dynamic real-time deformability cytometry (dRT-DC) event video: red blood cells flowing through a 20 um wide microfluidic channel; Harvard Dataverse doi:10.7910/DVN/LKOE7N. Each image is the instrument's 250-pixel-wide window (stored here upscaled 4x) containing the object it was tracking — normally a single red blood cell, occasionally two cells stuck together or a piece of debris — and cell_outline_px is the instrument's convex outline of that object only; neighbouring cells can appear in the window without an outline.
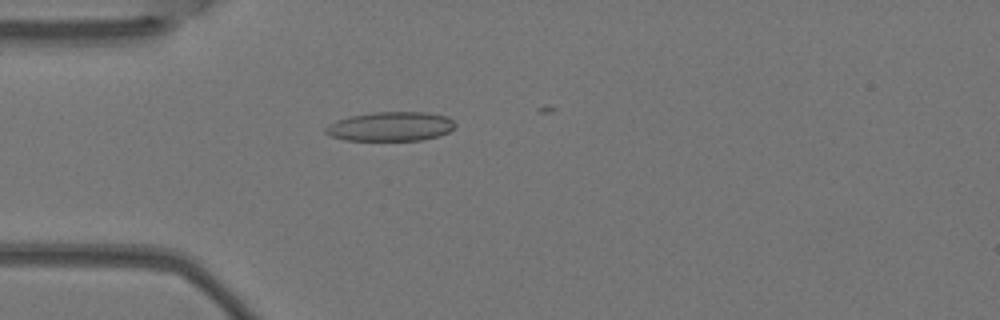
{"species": "Egyptian fruit bat (a non-hibernating species)", "species_latin": "Rousettus aegyptiacus", "temperature_condition": "warm", "stored_images_in_passage": 5, "camera_frame_rate_fps": 3000, "um_per_image_px": 0.085, "animal": {"sex": "female"}, "frame": {"image": 1, "passage_image": 4, "time_ms": 1.0, "image_size_px": [1000, 320], "cell_outline_px": [[456, 124], [448, 132], [440, 136], [424, 140], [344, 140], [332, 136], [324, 132], [324, 128], [328, 124], [336, 120], [348, 116], [372, 112], [428, 112], [448, 116]], "centroid_in_image_um": [33.19, 10.74], "position_along_channel_um": 51.8, "area_um2": 22.31}}